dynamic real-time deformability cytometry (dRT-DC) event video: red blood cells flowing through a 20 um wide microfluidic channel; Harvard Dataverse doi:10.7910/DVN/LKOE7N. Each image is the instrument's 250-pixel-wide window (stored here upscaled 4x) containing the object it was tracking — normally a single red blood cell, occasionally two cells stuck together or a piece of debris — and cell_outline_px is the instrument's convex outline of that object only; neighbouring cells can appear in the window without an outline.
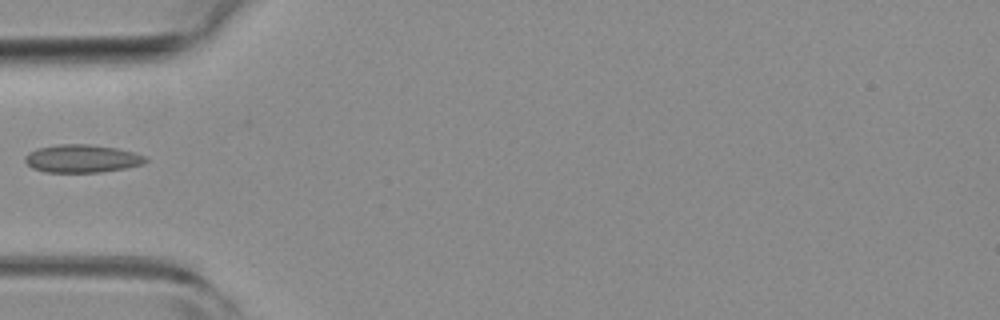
{"species": "common noctule bat (a hibernating species)", "species_latin": "Nyctalus noctula", "temperature_condition": "room temperature", "stored_images_in_passage": 6, "camera_frame_rate_fps": 3000, "um_per_image_px": 0.085, "animal": {"sex": "female", "body_mass_g": 19.3, "forearm_length_mm": 54.1}, "frame": {"image": 1, "passage_image": 5, "time_ms": 1.333, "image_size_px": [1000, 320], "cell_outline_px": [[148, 160], [144, 164], [124, 168], [100, 172], [44, 172], [32, 168], [24, 160], [24, 156], [28, 152], [36, 148], [56, 144], [88, 144], [116, 148], [136, 152], [148, 156]], "centroid_in_image_um": [6.97, 13.47], "position_along_channel_um": 78.0, "area_um2": 19.88}}
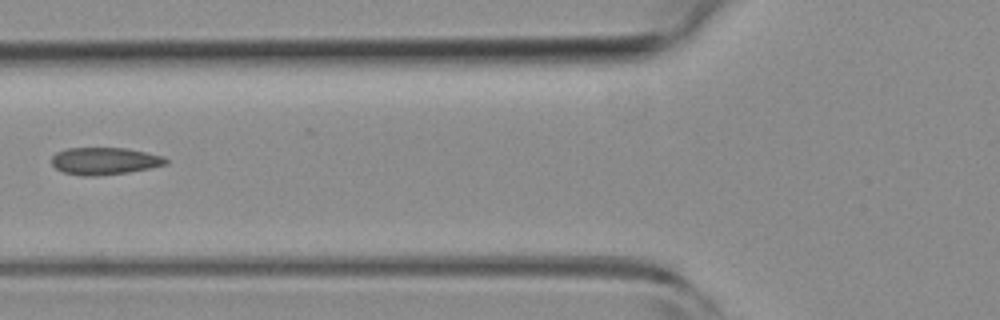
{"frame": {"image": 2, "passage_image": 6, "time_ms": 1.667, "image_size_px": [1000, 320], "cell_outline_px": [[168, 164], [128, 172], [100, 176], [80, 176], [64, 172], [56, 168], [52, 164], [52, 156], [56, 152], [68, 148], [124, 148], [164, 156], [168, 160]], "centroid_in_image_um": [8.88, 13.69], "position_along_channel_um": 116.9, "area_um2": 18.09}}